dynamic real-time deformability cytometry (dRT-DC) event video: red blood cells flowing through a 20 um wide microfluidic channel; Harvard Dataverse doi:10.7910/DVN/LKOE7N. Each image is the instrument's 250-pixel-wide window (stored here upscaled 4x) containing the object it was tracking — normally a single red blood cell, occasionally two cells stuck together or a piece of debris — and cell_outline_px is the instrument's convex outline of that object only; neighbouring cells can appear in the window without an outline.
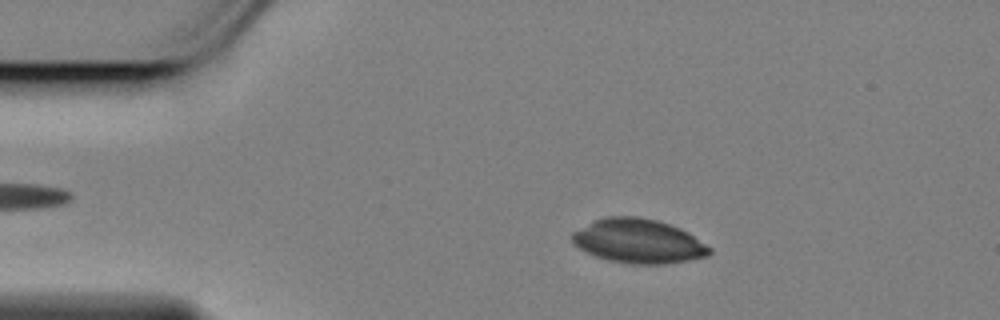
{"species": "Egyptian fruit bat (a non-hibernating species)", "species_latin": "Rousettus aegyptiacus", "temperature_condition": "cold", "stored_images_in_passage": 48, "camera_frame_rate_fps": 3000, "um_per_image_px": 0.085, "animal": {"sex": "female"}, "frame": {"image": 1, "passage_image": 9, "time_ms": 2.667, "image_size_px": [1000, 320], "cell_outline_px": [[712, 252], [708, 256], [688, 260], [664, 264], [632, 264], [608, 260], [596, 256], [572, 244], [572, 232], [604, 216], [636, 216], [656, 220], [680, 228], [688, 232], [712, 248]], "centroid_in_image_um": [54.28, 20.5], "position_along_channel_um": 30.7, "area_um2": 35.26}}
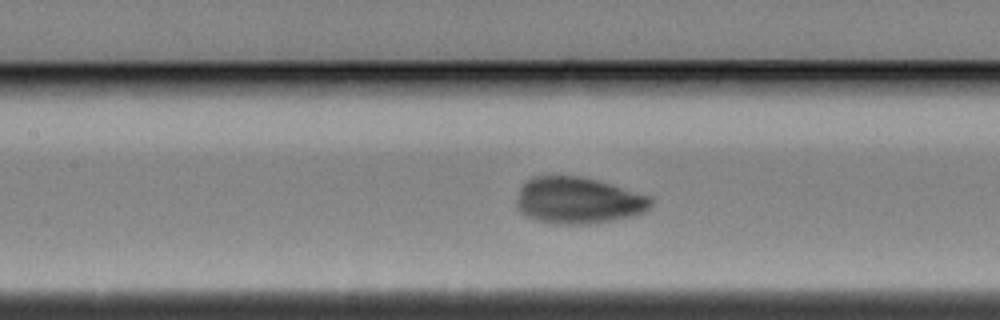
{"frame": {"image": 2, "passage_image": 24, "time_ms": 7.667, "image_size_px": [1000, 320], "cell_outline_px": [[656, 200], [644, 212], [632, 216], [612, 220], [588, 224], [556, 224], [532, 220], [520, 212], [516, 208], [516, 200], [520, 188], [532, 176], [580, 176], [612, 184], [652, 196]], "centroid_in_image_um": [49.15, 17.04], "position_along_channel_um": 158.3, "area_um2": 36.82}}
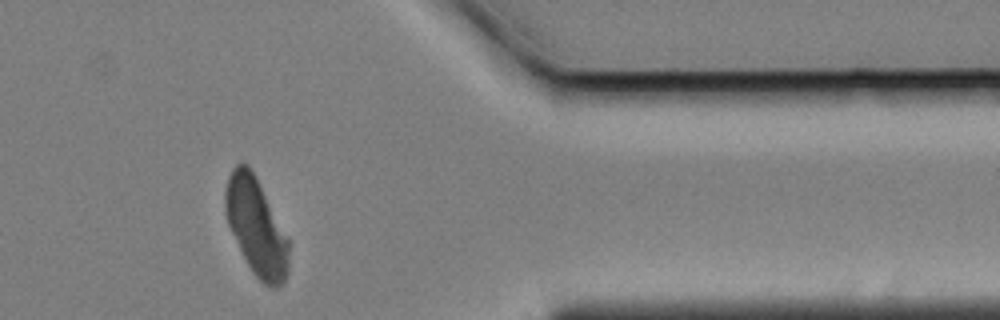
{"frame": {"image": 3, "passage_image": 46, "time_ms": 15.0, "image_size_px": [1000, 320], "cell_outline_px": [[288, 272], [284, 280], [276, 288], [272, 288], [264, 284], [252, 272], [228, 224], [224, 212], [224, 192], [228, 176], [232, 168], [236, 164], [248, 164], [256, 176], [288, 240]], "centroid_in_image_um": [21.75, 19.25], "position_along_channel_um": 389.7, "area_um2": 35.43}}